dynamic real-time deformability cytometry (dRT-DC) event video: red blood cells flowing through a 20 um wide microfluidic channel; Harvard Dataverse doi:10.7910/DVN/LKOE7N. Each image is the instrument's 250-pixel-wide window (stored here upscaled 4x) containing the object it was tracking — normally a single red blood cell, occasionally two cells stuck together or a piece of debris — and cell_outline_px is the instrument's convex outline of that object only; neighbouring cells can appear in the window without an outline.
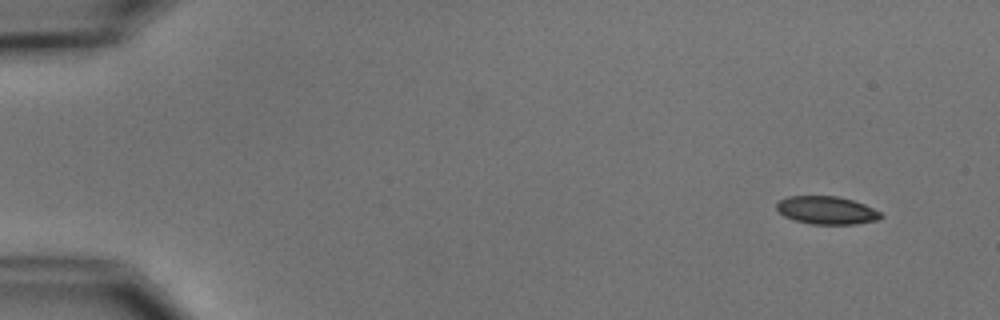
{"species": "common noctule bat (a hibernating species)", "species_latin": "Nyctalus noctula", "temperature_condition": "cold", "stored_images_in_passage": 4, "camera_frame_rate_fps": 3000, "um_per_image_px": 0.085, "animal": {"sex": "male", "body_mass_g": 15.6}, "frame": {"image": 1, "passage_image": 1, "time_ms": 0.0, "image_size_px": [1000, 320], "cell_outline_px": [[884, 216], [876, 220], [856, 224], [812, 224], [796, 220], [784, 216], [776, 208], [776, 204], [780, 200], [788, 196], [836, 196], [852, 200], [864, 204], [880, 212]], "centroid_in_image_um": [70.26, 17.87], "position_along_channel_um": 14.7, "area_um2": 16.82}}
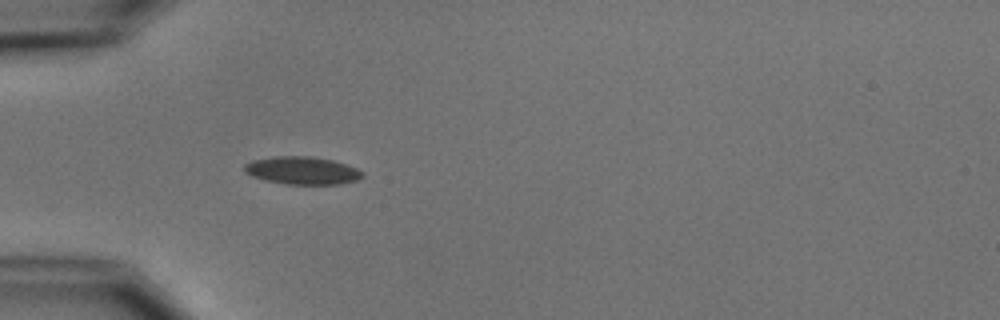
{"frame": {"image": 2, "passage_image": 4, "time_ms": 4.333, "image_size_px": [1000, 320], "cell_outline_px": [[364, 176], [356, 180], [340, 184], [288, 184], [264, 180], [252, 176], [244, 172], [244, 164], [252, 160], [272, 156], [312, 156], [332, 160], [356, 168], [364, 172]], "centroid_in_image_um": [25.66, 14.49], "position_along_channel_um": 59.3, "area_um2": 19.13}}